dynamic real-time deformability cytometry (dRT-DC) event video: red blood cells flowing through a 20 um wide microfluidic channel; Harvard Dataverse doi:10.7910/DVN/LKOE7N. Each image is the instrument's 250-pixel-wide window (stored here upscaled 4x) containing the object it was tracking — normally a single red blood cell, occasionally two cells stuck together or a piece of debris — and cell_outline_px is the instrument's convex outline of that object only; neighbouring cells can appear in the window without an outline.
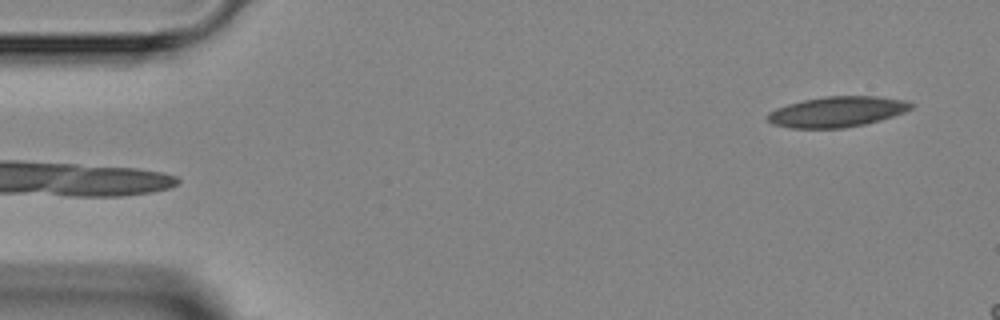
{"species": "Egyptian fruit bat (a non-hibernating species)", "species_latin": "Rousettus aegyptiacus", "temperature_condition": "room temperature", "stored_images_in_passage": 4, "camera_frame_rate_fps": 3000, "um_per_image_px": 0.085, "animal": {"sex": "female"}, "frame": {"image": 1, "passage_image": 4, "time_ms": 3.667, "image_size_px": [1000, 320], "cell_outline_px": [[916, 104], [912, 108], [904, 112], [880, 120], [864, 124], [844, 128], [792, 128], [772, 124], [764, 116], [768, 112], [776, 108], [788, 104], [804, 100], [824, 96], [876, 96], [904, 100]], "centroid_in_image_um": [71.13, 9.5], "position_along_channel_um": 13.9, "area_um2": 25.55}}